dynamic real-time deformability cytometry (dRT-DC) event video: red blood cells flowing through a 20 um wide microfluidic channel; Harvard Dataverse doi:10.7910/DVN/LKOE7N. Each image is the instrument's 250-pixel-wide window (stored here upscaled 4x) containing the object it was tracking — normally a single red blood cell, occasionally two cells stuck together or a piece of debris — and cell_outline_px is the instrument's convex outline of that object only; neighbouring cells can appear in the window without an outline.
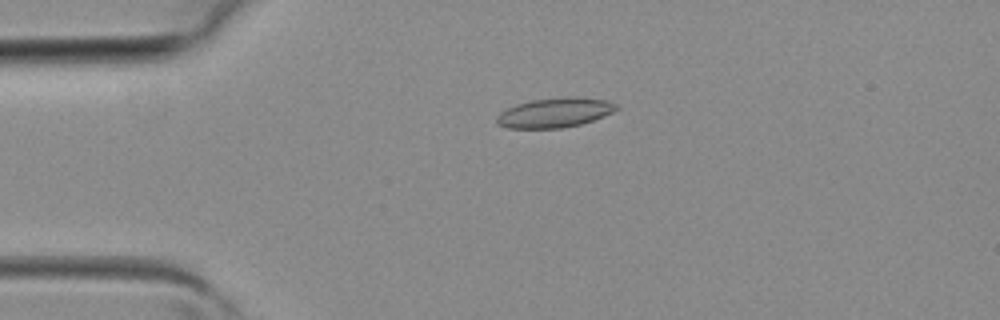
{"species": "common noctule bat (a hibernating species)", "species_latin": "Nyctalus noctula", "temperature_condition": "room temperature", "stored_images_in_passage": 3, "camera_frame_rate_fps": 3000, "um_per_image_px": 0.085, "animal": {"sex": "female", "body_mass_g": 19.3, "forearm_length_mm": 54.1}, "frame": {"image": 1, "passage_image": 3, "time_ms": 0.667, "image_size_px": [1000, 320], "cell_outline_px": [[620, 108], [604, 116], [580, 124], [560, 128], [508, 128], [496, 124], [496, 116], [500, 112], [516, 104], [532, 100], [572, 96], [580, 96], [608, 100], [616, 104]], "centroid_in_image_um": [47.16, 9.56], "position_along_channel_um": 37.8, "area_um2": 20.75}}